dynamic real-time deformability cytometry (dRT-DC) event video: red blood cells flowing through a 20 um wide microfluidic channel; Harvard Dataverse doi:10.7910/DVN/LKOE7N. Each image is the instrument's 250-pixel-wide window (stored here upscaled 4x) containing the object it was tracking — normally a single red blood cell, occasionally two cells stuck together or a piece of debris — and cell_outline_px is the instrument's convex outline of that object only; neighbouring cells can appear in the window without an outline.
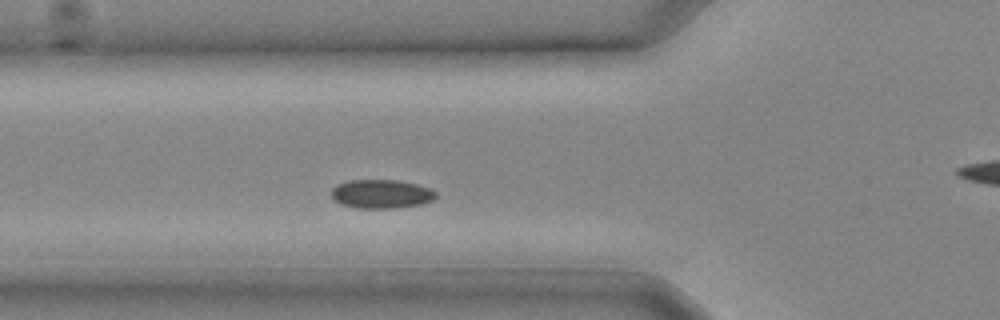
{"species": "common noctule bat (a hibernating species)", "species_latin": "Nyctalus noctula", "temperature_condition": "cold", "stored_images_in_passage": 7, "camera_frame_rate_fps": 3000, "um_per_image_px": 0.085, "animal": {"sex": "male", "body_mass_g": 20.4}, "frame": {"image": 1, "passage_image": 5, "time_ms": 1.333, "image_size_px": [1000, 320], "cell_outline_px": [[436, 196], [432, 200], [420, 204], [396, 208], [356, 208], [340, 204], [332, 196], [332, 188], [336, 184], [348, 180], [400, 180], [416, 184], [428, 188], [436, 192]], "centroid_in_image_um": [32.38, 16.48], "position_along_channel_um": 93.4, "area_um2": 17.51}}
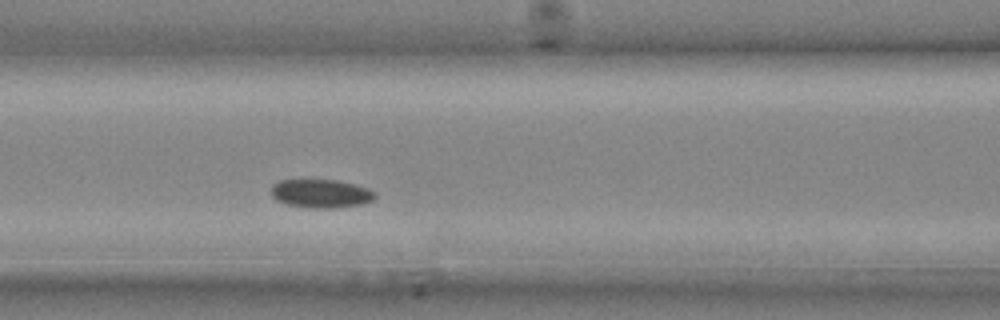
{"frame": {"image": 2, "passage_image": 7, "time_ms": 2.0, "image_size_px": [1000, 320], "cell_outline_px": [[376, 196], [372, 200], [360, 204], [332, 208], [308, 208], [288, 204], [276, 200], [272, 196], [272, 184], [280, 180], [336, 180], [368, 188]], "centroid_in_image_um": [27.23, 16.45], "position_along_channel_um": 139.4, "area_um2": 16.99}}